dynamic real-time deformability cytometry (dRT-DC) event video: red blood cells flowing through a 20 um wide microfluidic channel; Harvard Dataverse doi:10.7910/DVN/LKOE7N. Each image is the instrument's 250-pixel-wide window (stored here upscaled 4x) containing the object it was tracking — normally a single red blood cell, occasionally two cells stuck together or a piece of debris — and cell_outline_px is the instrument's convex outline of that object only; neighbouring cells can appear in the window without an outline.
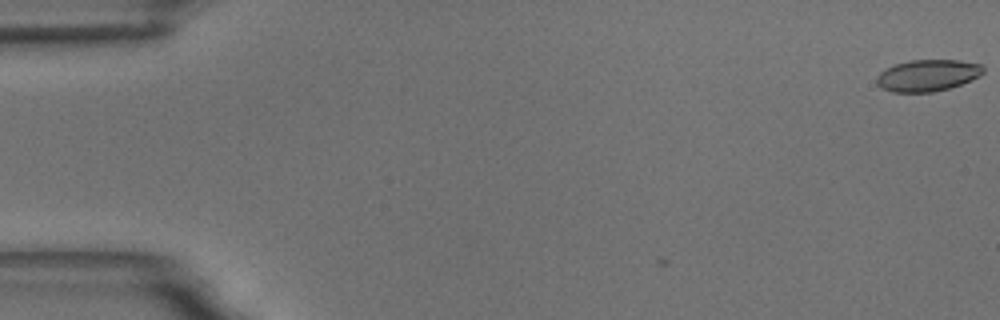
{"species": "common noctule bat (a hibernating species)", "species_latin": "Nyctalus noctula", "temperature_condition": "room temperature", "stored_images_in_passage": 3, "camera_frame_rate_fps": 3000, "um_per_image_px": 0.085, "animal": {"sex": "male", "body_mass_g": 18.8}, "frame": {"image": 1, "passage_image": 3, "time_ms": 0.667, "image_size_px": [1000, 320], "cell_outline_px": [[984, 72], [980, 76], [960, 84], [948, 88], [932, 92], [892, 92], [876, 84], [876, 76], [880, 72], [896, 64], [912, 60], [956, 60], [980, 64], [984, 68]], "centroid_in_image_um": [78.84, 6.41], "position_along_channel_um": 6.2, "area_um2": 19.42}}